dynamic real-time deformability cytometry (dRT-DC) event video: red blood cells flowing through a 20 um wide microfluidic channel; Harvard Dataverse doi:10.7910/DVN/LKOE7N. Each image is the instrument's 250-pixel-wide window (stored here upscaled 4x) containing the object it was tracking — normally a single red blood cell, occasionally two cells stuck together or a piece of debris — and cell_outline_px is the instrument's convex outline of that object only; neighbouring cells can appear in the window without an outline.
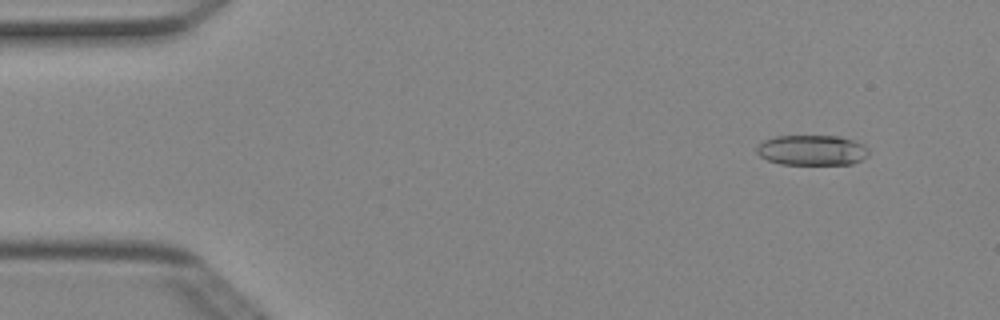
{"species": "Egyptian fruit bat (a non-hibernating species)", "species_latin": "Rousettus aegyptiacus", "temperature_condition": "cold", "stored_images_in_passage": 5, "camera_frame_rate_fps": 3000, "um_per_image_px": 0.085, "animal": {"sex": "female"}, "frame": {"image": 1, "passage_image": 2, "time_ms": 0.333, "image_size_px": [1000, 320], "cell_outline_px": [[868, 156], [852, 164], [780, 164], [768, 160], [760, 156], [756, 152], [756, 148], [764, 140], [776, 136], [840, 136], [864, 144], [868, 148]], "centroid_in_image_um": [69.03, 12.76], "position_along_channel_um": 16.0, "area_um2": 19.77}}
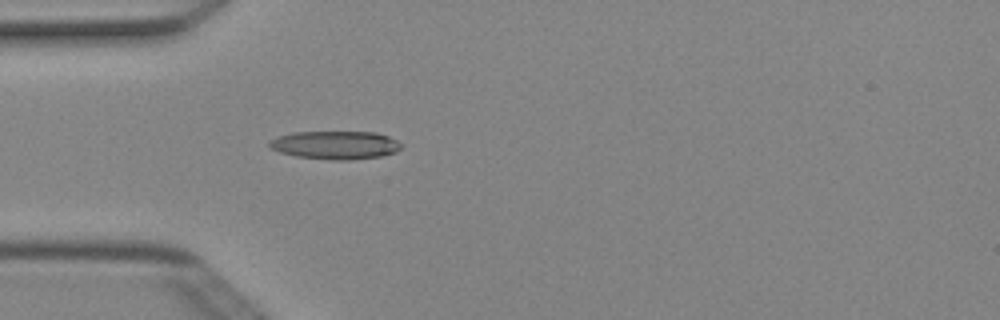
{"frame": {"image": 2, "passage_image": 5, "time_ms": 1.333, "image_size_px": [1000, 320], "cell_outline_px": [[400, 148], [396, 152], [380, 156], [348, 160], [332, 160], [296, 156], [280, 152], [268, 148], [268, 140], [276, 136], [292, 132], [376, 132], [388, 136], [396, 140], [400, 144]], "centroid_in_image_um": [28.44, 12.32], "position_along_channel_um": 56.6, "area_um2": 21.79}}